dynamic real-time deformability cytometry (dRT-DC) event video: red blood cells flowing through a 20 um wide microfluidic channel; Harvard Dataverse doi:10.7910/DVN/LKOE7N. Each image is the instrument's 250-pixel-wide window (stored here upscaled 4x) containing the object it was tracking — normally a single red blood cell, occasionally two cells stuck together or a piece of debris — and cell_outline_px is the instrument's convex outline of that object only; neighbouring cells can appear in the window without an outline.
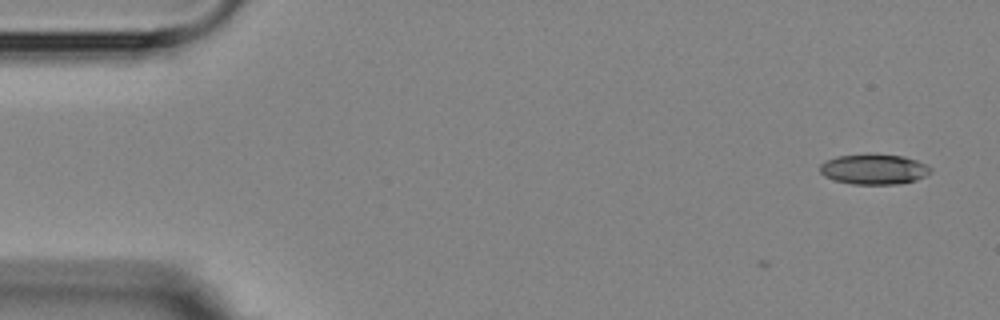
{"species": "Egyptian fruit bat (a non-hibernating species)", "species_latin": "Rousettus aegyptiacus", "temperature_condition": "room temperature", "stored_images_in_passage": 5, "camera_frame_rate_fps": 3000, "um_per_image_px": 0.085, "animal": {"sex": "female"}, "frame": {"image": 1, "passage_image": 1, "time_ms": 0.0, "image_size_px": [1000, 320], "cell_outline_px": [[932, 172], [916, 180], [900, 184], [852, 184], [836, 180], [824, 176], [820, 172], [820, 164], [836, 156], [904, 156], [928, 164], [932, 168]], "centroid_in_image_um": [74.33, 14.42], "position_along_channel_um": 10.7, "area_um2": 19.02}}
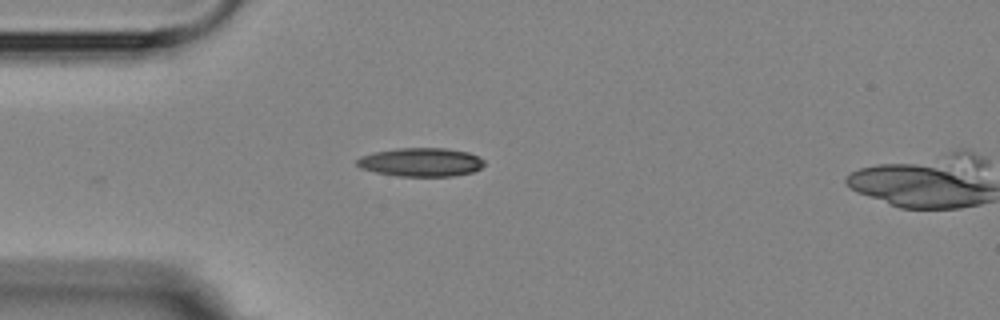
{"frame": {"image": 2, "passage_image": 4, "time_ms": 4.0, "image_size_px": [1000, 320], "cell_outline_px": [[484, 164], [480, 168], [472, 172], [452, 176], [396, 176], [376, 172], [360, 168], [356, 164], [356, 160], [360, 156], [372, 152], [396, 148], [444, 148], [468, 152], [484, 160]], "centroid_in_image_um": [35.73, 13.78], "position_along_channel_um": 49.3, "area_um2": 21.27}}